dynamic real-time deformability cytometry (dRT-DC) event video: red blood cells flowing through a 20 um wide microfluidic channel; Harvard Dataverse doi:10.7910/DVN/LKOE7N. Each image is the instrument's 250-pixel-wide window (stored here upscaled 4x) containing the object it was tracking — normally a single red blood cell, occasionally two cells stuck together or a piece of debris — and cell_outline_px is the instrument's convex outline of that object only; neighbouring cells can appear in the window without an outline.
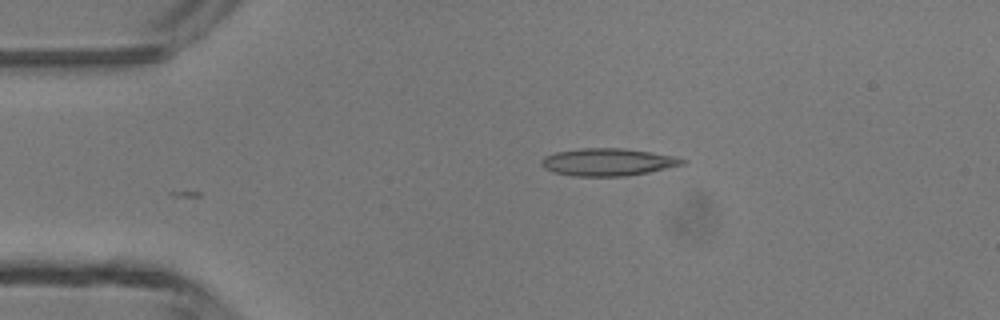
{"species": "common noctule bat (a hibernating species)", "species_latin": "Nyctalus noctula", "temperature_condition": "room temperature", "stored_images_in_passage": 32, "camera_frame_rate_fps": 3000, "um_per_image_px": 0.085, "animal": {"sex": "male", "body_mass_g": 13.3}, "frame": {"image": 1, "passage_image": 1, "time_ms": 0.0, "image_size_px": [1000, 320], "cell_outline_px": [[688, 160], [684, 164], [648, 172], [624, 176], [572, 176], [552, 172], [544, 168], [540, 164], [540, 160], [544, 156], [556, 152], [580, 148], [624, 148], [652, 152], [672, 156]], "centroid_in_image_um": [51.62, 13.77], "position_along_channel_um": 33.4, "area_um2": 22.6}}
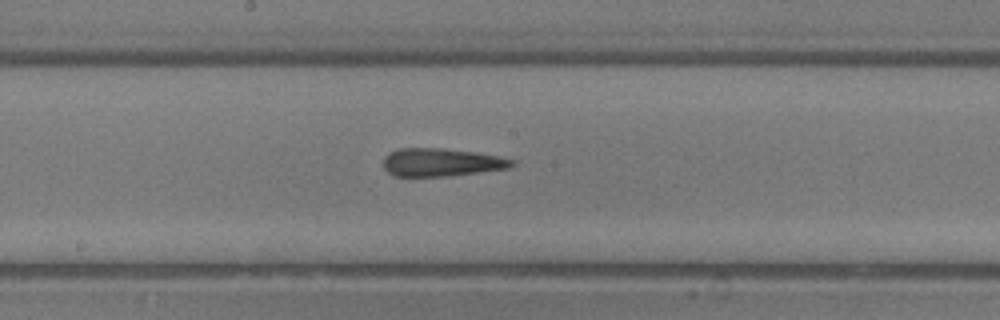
{"frame": {"image": 2, "passage_image": 16, "time_ms": 5.0, "image_size_px": [1000, 320], "cell_outline_px": [[516, 164], [508, 168], [448, 176], [396, 176], [388, 172], [384, 168], [384, 156], [388, 152], [400, 148], [440, 148], [472, 152], [496, 156], [516, 160]], "centroid_in_image_um": [37.49, 13.79], "position_along_channel_um": 210.7, "area_um2": 20.81}}
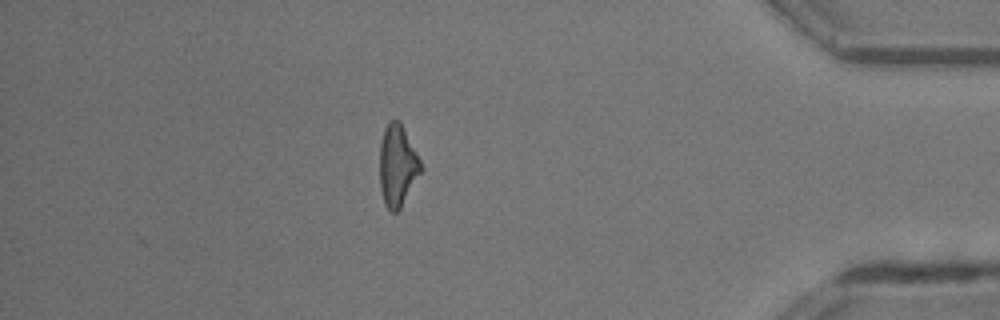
{"frame": {"image": 3, "passage_image": 32, "time_ms": 10.333, "image_size_px": [1000, 320], "cell_outline_px": [[420, 172], [400, 208], [396, 212], [392, 212], [384, 204], [380, 188], [380, 144], [384, 128], [388, 120], [400, 120], [420, 160]], "centroid_in_image_um": [33.75, 14.04], "position_along_channel_um": 401.5, "area_um2": 19.19}, "authors_computed_cell_mechanics": {"area_um2": 20.8369, "velocity_mm_per_s": 4.3936, "shape_relaxation_time_tau1_ms": 9.5517, "shape_relaxation_time_tau2_ms": 3.6172, "deformation_change_tau1": 0.2382, "deformation_change_tau2": 0.1678}}